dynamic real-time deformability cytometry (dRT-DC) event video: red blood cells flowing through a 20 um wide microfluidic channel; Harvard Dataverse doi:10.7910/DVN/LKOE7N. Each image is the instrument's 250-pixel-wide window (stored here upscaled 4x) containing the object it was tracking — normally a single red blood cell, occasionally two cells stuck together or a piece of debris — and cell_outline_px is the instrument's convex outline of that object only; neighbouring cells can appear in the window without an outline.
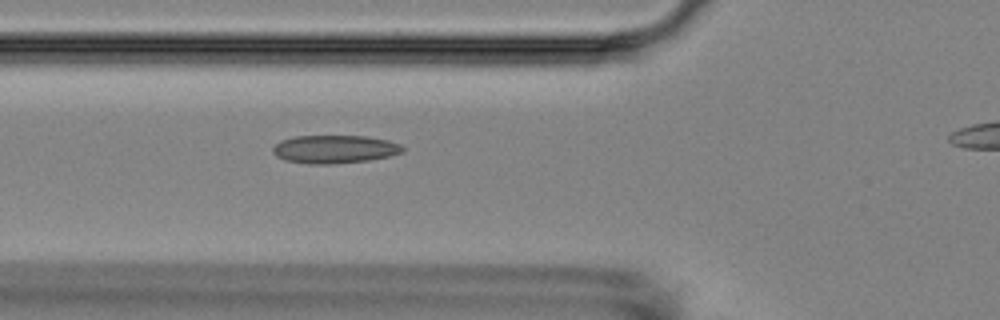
{"species": "Egyptian fruit bat (a non-hibernating species)", "species_latin": "Rousettus aegyptiacus", "temperature_condition": "room temperature", "stored_images_in_passage": 4, "camera_frame_rate_fps": 3000, "um_per_image_px": 0.085, "animal": {"sex": "female"}, "frame": {"image": 1, "passage_image": 3, "time_ms": 2.333, "image_size_px": [1000, 320], "cell_outline_px": [[404, 152], [388, 156], [368, 160], [332, 164], [308, 164], [284, 160], [276, 156], [272, 152], [272, 148], [280, 140], [292, 136], [364, 136], [388, 140], [400, 144], [404, 148]], "centroid_in_image_um": [28.4, 12.68], "position_along_channel_um": 97.4, "area_um2": 21.39}}